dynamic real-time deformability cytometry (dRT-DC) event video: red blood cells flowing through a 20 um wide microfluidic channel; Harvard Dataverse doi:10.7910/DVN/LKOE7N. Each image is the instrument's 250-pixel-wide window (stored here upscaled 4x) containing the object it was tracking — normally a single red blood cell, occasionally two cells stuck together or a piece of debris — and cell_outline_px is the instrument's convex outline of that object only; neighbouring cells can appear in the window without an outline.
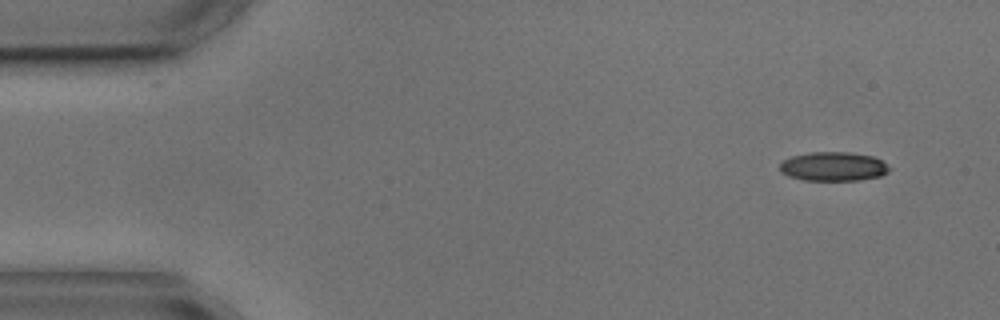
{"species": "common noctule bat (a hibernating species)", "species_latin": "Nyctalus noctula", "temperature_condition": "cold", "stored_images_in_passage": 4, "camera_frame_rate_fps": 3000, "um_per_image_px": 0.085, "animal": {"sex": "male", "body_mass_g": 17.9, "forearm_length_mm": 54.2}, "frame": {"image": 1, "passage_image": 1, "time_ms": 0.0, "image_size_px": [1000, 320], "cell_outline_px": [[892, 168], [888, 172], [880, 176], [860, 180], [804, 180], [788, 176], [780, 172], [780, 164], [784, 160], [792, 156], [808, 152], [848, 152], [872, 156], [880, 160]], "centroid_in_image_um": [70.83, 14.15], "position_along_channel_um": 14.2, "area_um2": 18.55}}
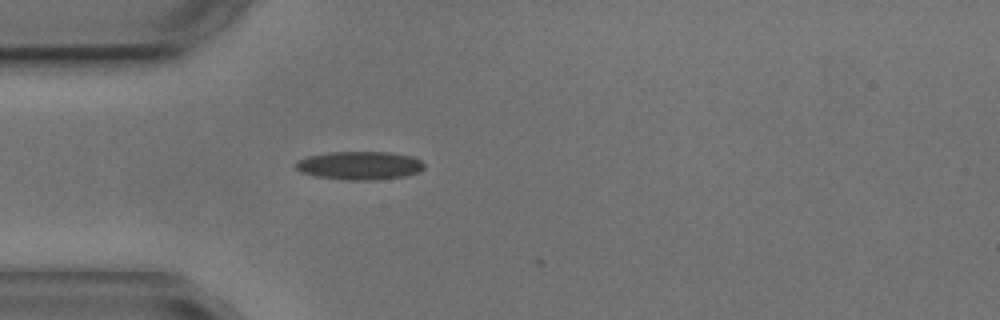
{"frame": {"image": 2, "passage_image": 4, "time_ms": 3.667, "image_size_px": [1000, 320], "cell_outline_px": [[424, 168], [420, 172], [408, 176], [376, 180], [348, 180], [316, 176], [300, 172], [296, 168], [296, 160], [308, 156], [328, 152], [388, 152], [412, 156], [420, 160], [424, 164]], "centroid_in_image_um": [30.59, 14.07], "position_along_channel_um": 54.4, "area_um2": 21.39}}